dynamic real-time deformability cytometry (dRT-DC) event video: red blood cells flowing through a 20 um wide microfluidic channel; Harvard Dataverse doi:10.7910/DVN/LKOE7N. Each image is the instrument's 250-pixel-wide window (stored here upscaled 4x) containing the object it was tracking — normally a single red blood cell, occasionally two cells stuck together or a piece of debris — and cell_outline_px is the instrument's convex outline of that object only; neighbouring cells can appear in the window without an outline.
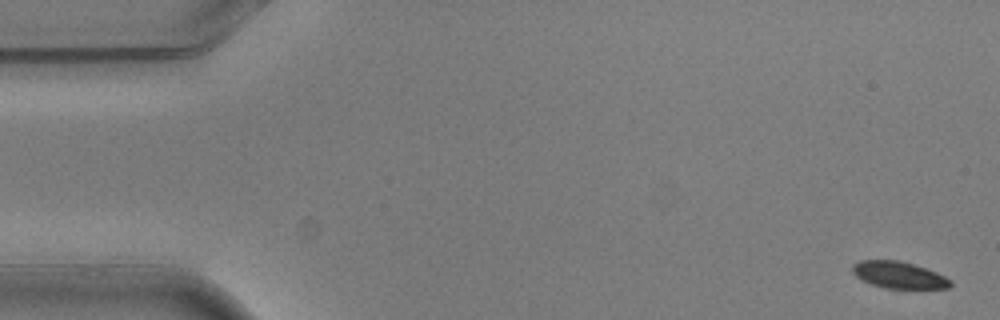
{"species": "common noctule bat (a hibernating species)", "species_latin": "Nyctalus noctula", "temperature_condition": "warm", "stored_images_in_passage": 4, "camera_frame_rate_fps": 3000, "um_per_image_px": 0.085, "animal": {"sex": "male", "body_mass_g": 20.5, "forearm_length_mm": 52.5}, "frame": {"image": 1, "passage_image": 1, "time_ms": 0.0, "image_size_px": [1000, 320], "cell_outline_px": [[952, 284], [948, 288], [888, 288], [872, 284], [856, 276], [852, 272], [852, 264], [860, 260], [900, 260], [936, 272], [952, 280]], "centroid_in_image_um": [76.39, 23.36], "position_along_channel_um": 8.6, "area_um2": 15.09}}
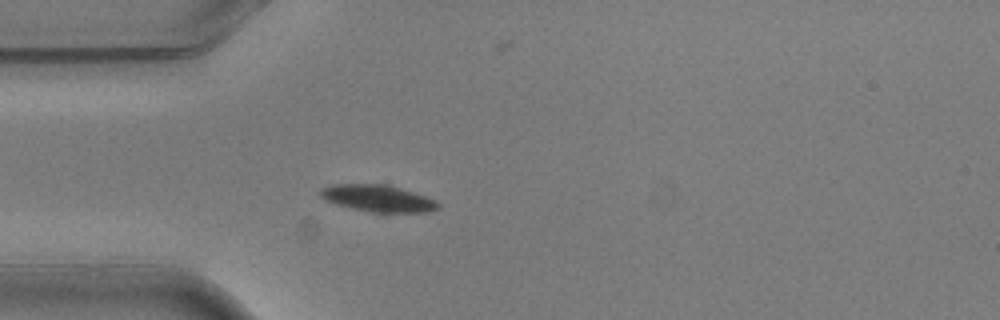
{"frame": {"image": 2, "passage_image": 4, "time_ms": 1.0, "image_size_px": [1000, 320], "cell_outline_px": [[440, 208], [428, 212], [384, 216], [336, 204], [324, 200], [320, 196], [320, 192], [324, 188], [332, 184], [388, 184], [436, 200], [440, 204]], "centroid_in_image_um": [32.19, 16.92], "position_along_channel_um": 52.8, "area_um2": 19.19}}